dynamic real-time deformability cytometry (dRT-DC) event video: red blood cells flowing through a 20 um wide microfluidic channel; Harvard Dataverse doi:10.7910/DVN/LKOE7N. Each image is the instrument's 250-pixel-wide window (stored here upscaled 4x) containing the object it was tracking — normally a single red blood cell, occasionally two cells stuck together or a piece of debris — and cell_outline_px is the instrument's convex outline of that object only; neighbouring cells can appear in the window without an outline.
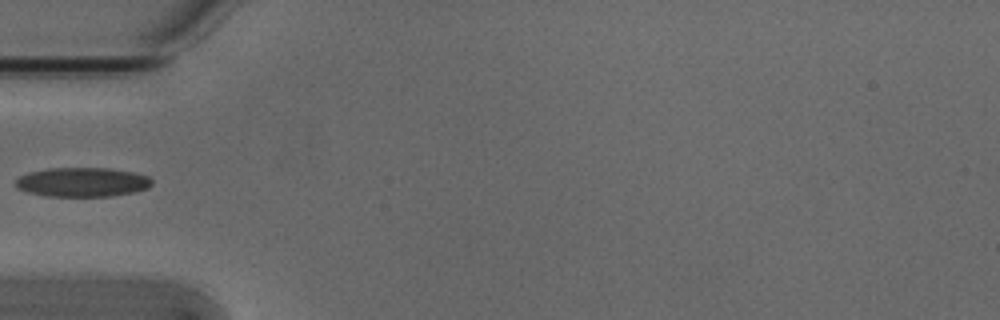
{"species": "Egyptian fruit bat (a non-hibernating species)", "species_latin": "Rousettus aegyptiacus", "temperature_condition": "cold", "stored_images_in_passage": 6, "camera_frame_rate_fps": 3000, "um_per_image_px": 0.085, "animal": {"sex": "male"}, "frame": {"image": 1, "passage_image": 5, "time_ms": 1.333, "image_size_px": [1000, 320], "cell_outline_px": [[152, 184], [148, 188], [136, 192], [112, 196], [44, 196], [28, 192], [16, 188], [16, 180], [20, 176], [28, 172], [48, 168], [108, 168], [132, 172], [148, 176], [152, 180]], "centroid_in_image_um": [7.0, 15.48], "position_along_channel_um": 78.0, "area_um2": 23.35}}
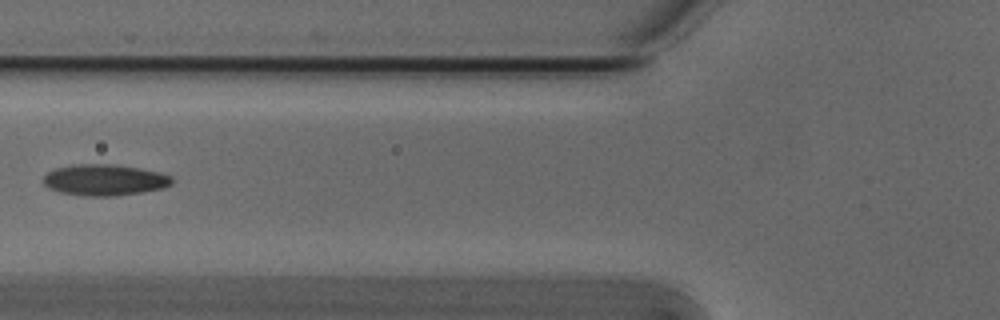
{"frame": {"image": 2, "passage_image": 6, "time_ms": 1.667, "image_size_px": [1000, 320], "cell_outline_px": [[172, 184], [164, 188], [116, 196], [84, 196], [60, 192], [48, 188], [44, 184], [44, 176], [48, 172], [56, 168], [72, 164], [116, 164], [140, 168], [172, 176]], "centroid_in_image_um": [8.88, 15.29], "position_along_channel_um": 116.9, "area_um2": 23.41}}